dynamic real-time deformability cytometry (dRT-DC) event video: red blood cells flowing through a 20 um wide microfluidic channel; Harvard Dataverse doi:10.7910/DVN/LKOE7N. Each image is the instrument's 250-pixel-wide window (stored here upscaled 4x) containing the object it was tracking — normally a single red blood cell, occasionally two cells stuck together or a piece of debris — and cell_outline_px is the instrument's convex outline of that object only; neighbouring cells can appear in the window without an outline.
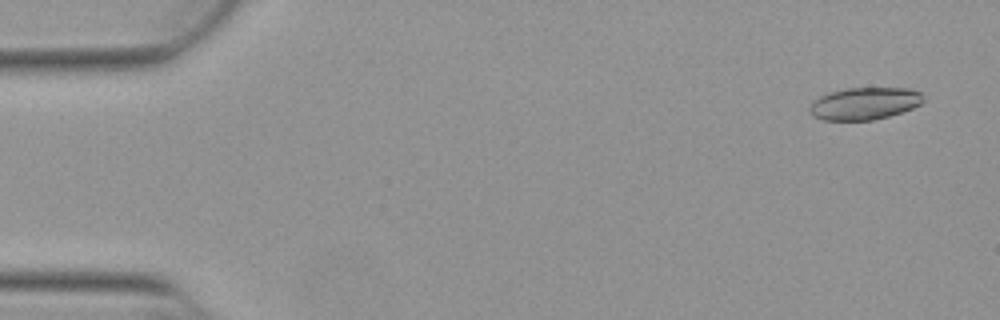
{"species": "Egyptian fruit bat (a non-hibernating species)", "species_latin": "Rousettus aegyptiacus", "temperature_condition": "warm", "stored_images_in_passage": 53, "camera_frame_rate_fps": 3000, "um_per_image_px": 0.085, "animal": {"sex": "female"}, "frame": {"image": 1, "passage_image": 3, "time_ms": 0.667, "image_size_px": [1000, 320], "cell_outline_px": [[924, 100], [920, 104], [912, 108], [888, 116], [872, 120], [824, 120], [812, 116], [812, 104], [820, 96], [832, 92], [848, 88], [908, 88], [920, 92], [924, 96]], "centroid_in_image_um": [73.53, 8.79], "position_along_channel_um": 11.5, "area_um2": 20.98}}
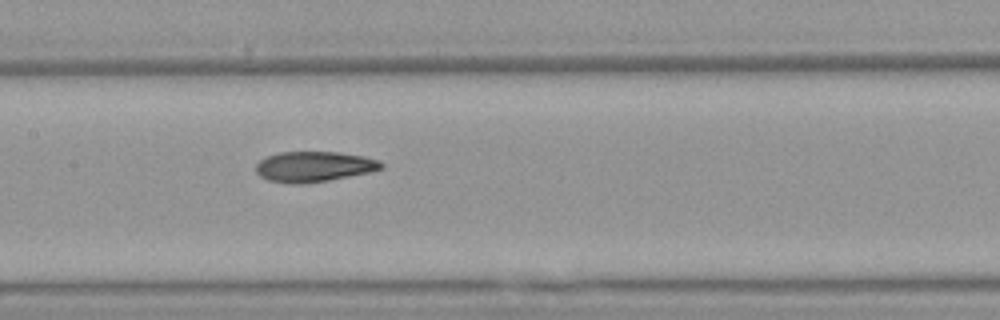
{"frame": {"image": 2, "passage_image": 26, "time_ms": 8.333, "image_size_px": [1000, 320], "cell_outline_px": [[384, 168], [368, 172], [328, 180], [304, 184], [288, 184], [268, 180], [260, 176], [256, 172], [256, 164], [260, 160], [268, 156], [280, 152], [340, 152], [364, 156], [380, 160], [384, 164]], "centroid_in_image_um": [26.69, 14.16], "position_along_channel_um": 180.7, "area_um2": 22.25}}
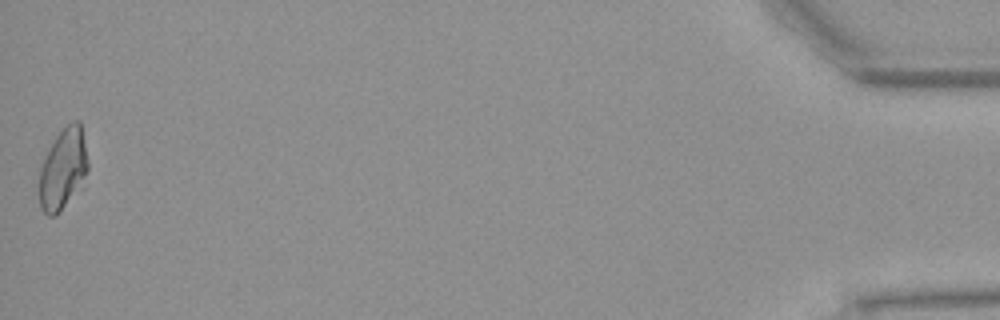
{"frame": {"image": 3, "passage_image": 53, "time_ms": 17.333, "image_size_px": [1000, 320], "cell_outline_px": [[88, 168], [84, 176], [56, 216], [48, 216], [40, 208], [40, 168], [56, 136], [72, 120], [80, 120], [88, 160]], "centroid_in_image_um": [5.35, 14.32], "position_along_channel_um": 429.9, "area_um2": 21.96}}